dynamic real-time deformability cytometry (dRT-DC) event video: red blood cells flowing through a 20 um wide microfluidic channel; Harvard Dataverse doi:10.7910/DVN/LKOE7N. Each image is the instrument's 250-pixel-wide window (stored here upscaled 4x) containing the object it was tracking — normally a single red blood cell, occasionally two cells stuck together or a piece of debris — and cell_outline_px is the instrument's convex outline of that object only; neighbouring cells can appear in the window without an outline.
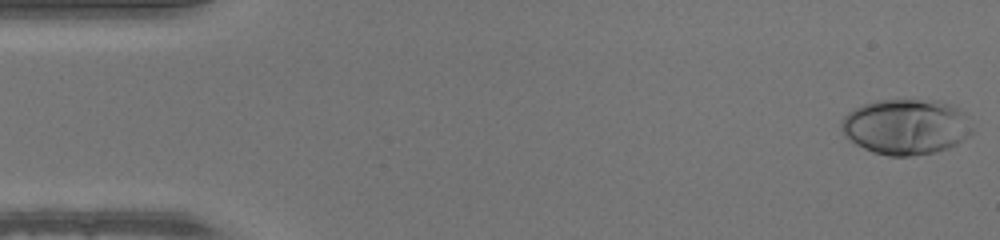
{"species": "human", "species_latin": "Homo sapiens", "temperature_condition": "warm", "stored_images_in_passage": 49, "camera_frame_rate_fps": 3000, "um_per_image_px": 0.085, "donor": {"sex": "male"}, "frame": {"image": 1, "passage_image": 1, "time_ms": 0.0, "image_size_px": [1000, 240], "cell_outline_px": [[972, 132], [968, 136], [956, 144], [948, 148], [932, 152], [912, 156], [888, 156], [872, 152], [856, 144], [840, 128], [840, 124], [844, 116], [848, 112], [864, 104], [876, 100], [936, 100], [948, 104], [968, 112], [972, 128]], "centroid_in_image_um": [77.04, 10.76], "position_along_channel_um": 8.0, "area_um2": 42.37}}
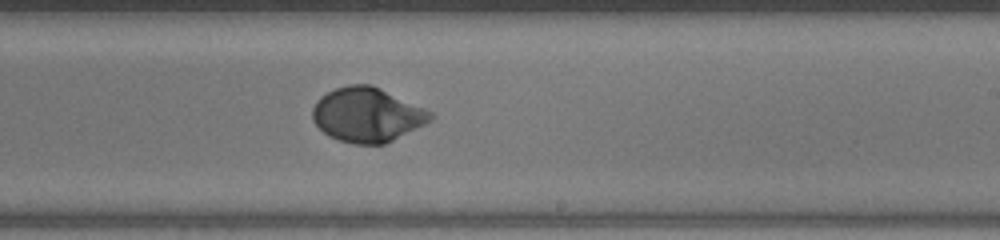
{"frame": {"image": 2, "passage_image": 29, "time_ms": 9.333, "image_size_px": [1000, 240], "cell_outline_px": [[436, 116], [432, 120], [384, 144], [352, 144], [328, 136], [312, 120], [312, 108], [316, 100], [320, 96], [336, 88], [348, 84], [372, 84], [424, 108], [432, 112]], "centroid_in_image_um": [31.19, 9.75], "position_along_channel_um": 257.8, "area_um2": 37.34}}
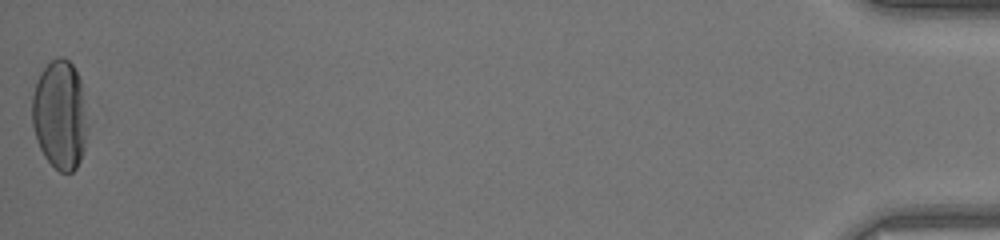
{"frame": {"image": 3, "passage_image": 49, "time_ms": 16.0, "image_size_px": [1000, 240], "cell_outline_px": [[92, 120], [84, 148], [80, 160], [76, 168], [72, 172], [60, 172], [44, 156], [36, 140], [32, 124], [32, 96], [40, 72], [52, 60], [60, 56], [64, 56], [72, 64], [80, 80]], "centroid_in_image_um": [5.15, 9.76], "position_along_channel_um": 430.0, "area_um2": 36.24}}